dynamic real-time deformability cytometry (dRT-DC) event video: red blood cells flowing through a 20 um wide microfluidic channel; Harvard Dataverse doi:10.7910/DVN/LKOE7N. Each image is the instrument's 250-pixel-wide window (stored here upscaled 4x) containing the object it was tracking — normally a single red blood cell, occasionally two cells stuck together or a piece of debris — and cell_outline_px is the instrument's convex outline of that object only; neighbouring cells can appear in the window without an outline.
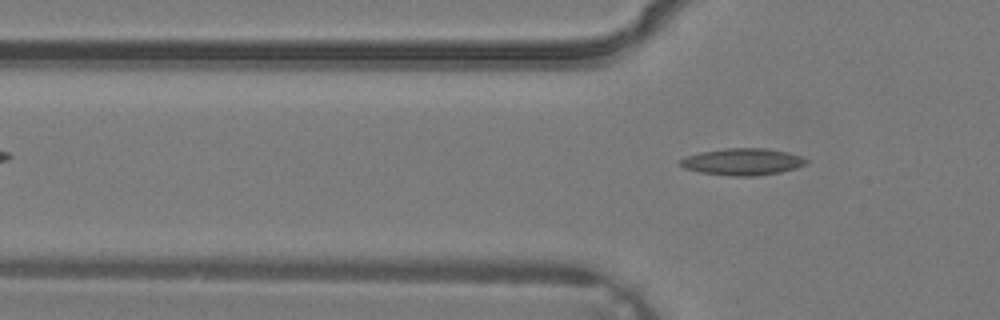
{"species": "common noctule bat (a hibernating species)", "species_latin": "Nyctalus noctula", "temperature_condition": "warm", "stored_images_in_passage": 3, "camera_frame_rate_fps": 3000, "um_per_image_px": 0.085, "animal": {"sex": "male", "body_mass_g": 19.2, "forearm_length_mm": 51.8}, "frame": {"image": 1, "passage_image": 3, "time_ms": 0.667, "image_size_px": [1000, 320], "cell_outline_px": [[808, 164], [796, 168], [780, 172], [756, 176], [728, 176], [700, 172], [684, 168], [680, 164], [680, 160], [684, 156], [700, 152], [724, 148], [768, 148], [788, 152], [800, 156], [808, 160]], "centroid_in_image_um": [63.12, 13.74], "position_along_channel_um": 62.7, "area_um2": 19.88}}